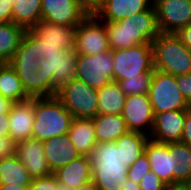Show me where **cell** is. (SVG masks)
I'll list each match as a JSON object with an SVG mask.
<instances>
[{"instance_id": "cell-1", "label": "cell", "mask_w": 191, "mask_h": 190, "mask_svg": "<svg viewBox=\"0 0 191 190\" xmlns=\"http://www.w3.org/2000/svg\"><path fill=\"white\" fill-rule=\"evenodd\" d=\"M92 181L98 190H121L128 177L121 148L115 142L97 143L89 156Z\"/></svg>"}, {"instance_id": "cell-2", "label": "cell", "mask_w": 191, "mask_h": 190, "mask_svg": "<svg viewBox=\"0 0 191 190\" xmlns=\"http://www.w3.org/2000/svg\"><path fill=\"white\" fill-rule=\"evenodd\" d=\"M34 117L32 138L42 142L67 134L73 119L56 96L34 97Z\"/></svg>"}, {"instance_id": "cell-3", "label": "cell", "mask_w": 191, "mask_h": 190, "mask_svg": "<svg viewBox=\"0 0 191 190\" xmlns=\"http://www.w3.org/2000/svg\"><path fill=\"white\" fill-rule=\"evenodd\" d=\"M154 69L178 76L191 73V50L176 33H159L152 42Z\"/></svg>"}, {"instance_id": "cell-4", "label": "cell", "mask_w": 191, "mask_h": 190, "mask_svg": "<svg viewBox=\"0 0 191 190\" xmlns=\"http://www.w3.org/2000/svg\"><path fill=\"white\" fill-rule=\"evenodd\" d=\"M37 72L41 77V97L56 96V93L71 80L76 79V53L43 55Z\"/></svg>"}, {"instance_id": "cell-5", "label": "cell", "mask_w": 191, "mask_h": 190, "mask_svg": "<svg viewBox=\"0 0 191 190\" xmlns=\"http://www.w3.org/2000/svg\"><path fill=\"white\" fill-rule=\"evenodd\" d=\"M77 26L68 27L38 21L29 31L34 35V52L41 60L43 55L65 54L68 50H75Z\"/></svg>"}, {"instance_id": "cell-6", "label": "cell", "mask_w": 191, "mask_h": 190, "mask_svg": "<svg viewBox=\"0 0 191 190\" xmlns=\"http://www.w3.org/2000/svg\"><path fill=\"white\" fill-rule=\"evenodd\" d=\"M152 43L113 50V81L140 78V74L153 73Z\"/></svg>"}, {"instance_id": "cell-7", "label": "cell", "mask_w": 191, "mask_h": 190, "mask_svg": "<svg viewBox=\"0 0 191 190\" xmlns=\"http://www.w3.org/2000/svg\"><path fill=\"white\" fill-rule=\"evenodd\" d=\"M9 63L15 69L25 92L30 97H41V77L37 72L40 68L39 59L34 52V35L29 30H26Z\"/></svg>"}, {"instance_id": "cell-8", "label": "cell", "mask_w": 191, "mask_h": 190, "mask_svg": "<svg viewBox=\"0 0 191 190\" xmlns=\"http://www.w3.org/2000/svg\"><path fill=\"white\" fill-rule=\"evenodd\" d=\"M148 97L154 115L172 110H186L189 104L178 89L176 76L154 69Z\"/></svg>"}, {"instance_id": "cell-9", "label": "cell", "mask_w": 191, "mask_h": 190, "mask_svg": "<svg viewBox=\"0 0 191 190\" xmlns=\"http://www.w3.org/2000/svg\"><path fill=\"white\" fill-rule=\"evenodd\" d=\"M66 110L76 118H93L98 114V90L73 79L56 93Z\"/></svg>"}, {"instance_id": "cell-10", "label": "cell", "mask_w": 191, "mask_h": 190, "mask_svg": "<svg viewBox=\"0 0 191 190\" xmlns=\"http://www.w3.org/2000/svg\"><path fill=\"white\" fill-rule=\"evenodd\" d=\"M76 78L88 86L101 89L113 81V50L96 55L76 54Z\"/></svg>"}, {"instance_id": "cell-11", "label": "cell", "mask_w": 191, "mask_h": 190, "mask_svg": "<svg viewBox=\"0 0 191 190\" xmlns=\"http://www.w3.org/2000/svg\"><path fill=\"white\" fill-rule=\"evenodd\" d=\"M109 50L105 22L101 21L93 12H90L77 26L75 53L96 55Z\"/></svg>"}, {"instance_id": "cell-12", "label": "cell", "mask_w": 191, "mask_h": 190, "mask_svg": "<svg viewBox=\"0 0 191 190\" xmlns=\"http://www.w3.org/2000/svg\"><path fill=\"white\" fill-rule=\"evenodd\" d=\"M144 153L151 170L170 188H179V166L169 150V144L148 139Z\"/></svg>"}, {"instance_id": "cell-13", "label": "cell", "mask_w": 191, "mask_h": 190, "mask_svg": "<svg viewBox=\"0 0 191 190\" xmlns=\"http://www.w3.org/2000/svg\"><path fill=\"white\" fill-rule=\"evenodd\" d=\"M161 33H177L191 23V0H154Z\"/></svg>"}, {"instance_id": "cell-14", "label": "cell", "mask_w": 191, "mask_h": 190, "mask_svg": "<svg viewBox=\"0 0 191 190\" xmlns=\"http://www.w3.org/2000/svg\"><path fill=\"white\" fill-rule=\"evenodd\" d=\"M121 115L128 131L150 136L155 115L147 94L126 96Z\"/></svg>"}, {"instance_id": "cell-15", "label": "cell", "mask_w": 191, "mask_h": 190, "mask_svg": "<svg viewBox=\"0 0 191 190\" xmlns=\"http://www.w3.org/2000/svg\"><path fill=\"white\" fill-rule=\"evenodd\" d=\"M41 13L46 22L73 27L90 11L77 0H41Z\"/></svg>"}, {"instance_id": "cell-16", "label": "cell", "mask_w": 191, "mask_h": 190, "mask_svg": "<svg viewBox=\"0 0 191 190\" xmlns=\"http://www.w3.org/2000/svg\"><path fill=\"white\" fill-rule=\"evenodd\" d=\"M186 119V110H172L155 114L149 138L160 143L181 141Z\"/></svg>"}, {"instance_id": "cell-17", "label": "cell", "mask_w": 191, "mask_h": 190, "mask_svg": "<svg viewBox=\"0 0 191 190\" xmlns=\"http://www.w3.org/2000/svg\"><path fill=\"white\" fill-rule=\"evenodd\" d=\"M16 156L26 167L33 179L53 174L46 161L42 141L30 138L17 142Z\"/></svg>"}, {"instance_id": "cell-18", "label": "cell", "mask_w": 191, "mask_h": 190, "mask_svg": "<svg viewBox=\"0 0 191 190\" xmlns=\"http://www.w3.org/2000/svg\"><path fill=\"white\" fill-rule=\"evenodd\" d=\"M153 0H100L93 13L103 22H117L148 10Z\"/></svg>"}, {"instance_id": "cell-19", "label": "cell", "mask_w": 191, "mask_h": 190, "mask_svg": "<svg viewBox=\"0 0 191 190\" xmlns=\"http://www.w3.org/2000/svg\"><path fill=\"white\" fill-rule=\"evenodd\" d=\"M9 121V136L16 142L32 138L35 122L34 97L13 103L9 112Z\"/></svg>"}, {"instance_id": "cell-20", "label": "cell", "mask_w": 191, "mask_h": 190, "mask_svg": "<svg viewBox=\"0 0 191 190\" xmlns=\"http://www.w3.org/2000/svg\"><path fill=\"white\" fill-rule=\"evenodd\" d=\"M43 146L45 158L52 173L81 156L71 143L68 133L44 141Z\"/></svg>"}, {"instance_id": "cell-21", "label": "cell", "mask_w": 191, "mask_h": 190, "mask_svg": "<svg viewBox=\"0 0 191 190\" xmlns=\"http://www.w3.org/2000/svg\"><path fill=\"white\" fill-rule=\"evenodd\" d=\"M63 190H73L92 181L89 156L81 155L53 173Z\"/></svg>"}, {"instance_id": "cell-22", "label": "cell", "mask_w": 191, "mask_h": 190, "mask_svg": "<svg viewBox=\"0 0 191 190\" xmlns=\"http://www.w3.org/2000/svg\"><path fill=\"white\" fill-rule=\"evenodd\" d=\"M128 31L135 45L152 43L160 33L154 5L148 10L128 17Z\"/></svg>"}, {"instance_id": "cell-23", "label": "cell", "mask_w": 191, "mask_h": 190, "mask_svg": "<svg viewBox=\"0 0 191 190\" xmlns=\"http://www.w3.org/2000/svg\"><path fill=\"white\" fill-rule=\"evenodd\" d=\"M68 134L80 155L90 156L97 145L92 118L73 117Z\"/></svg>"}, {"instance_id": "cell-24", "label": "cell", "mask_w": 191, "mask_h": 190, "mask_svg": "<svg viewBox=\"0 0 191 190\" xmlns=\"http://www.w3.org/2000/svg\"><path fill=\"white\" fill-rule=\"evenodd\" d=\"M92 121L97 143L115 142L128 132L122 115L97 114Z\"/></svg>"}, {"instance_id": "cell-25", "label": "cell", "mask_w": 191, "mask_h": 190, "mask_svg": "<svg viewBox=\"0 0 191 190\" xmlns=\"http://www.w3.org/2000/svg\"><path fill=\"white\" fill-rule=\"evenodd\" d=\"M126 95L116 81H111L98 89V114L121 115Z\"/></svg>"}, {"instance_id": "cell-26", "label": "cell", "mask_w": 191, "mask_h": 190, "mask_svg": "<svg viewBox=\"0 0 191 190\" xmlns=\"http://www.w3.org/2000/svg\"><path fill=\"white\" fill-rule=\"evenodd\" d=\"M26 29L14 22L0 23V63H9L22 42Z\"/></svg>"}, {"instance_id": "cell-27", "label": "cell", "mask_w": 191, "mask_h": 190, "mask_svg": "<svg viewBox=\"0 0 191 190\" xmlns=\"http://www.w3.org/2000/svg\"><path fill=\"white\" fill-rule=\"evenodd\" d=\"M0 95L14 103L30 98L10 63H0Z\"/></svg>"}, {"instance_id": "cell-28", "label": "cell", "mask_w": 191, "mask_h": 190, "mask_svg": "<svg viewBox=\"0 0 191 190\" xmlns=\"http://www.w3.org/2000/svg\"><path fill=\"white\" fill-rule=\"evenodd\" d=\"M13 2L12 22L29 30L42 20L41 0H10Z\"/></svg>"}, {"instance_id": "cell-29", "label": "cell", "mask_w": 191, "mask_h": 190, "mask_svg": "<svg viewBox=\"0 0 191 190\" xmlns=\"http://www.w3.org/2000/svg\"><path fill=\"white\" fill-rule=\"evenodd\" d=\"M33 178L16 155L0 159V184L30 185Z\"/></svg>"}, {"instance_id": "cell-30", "label": "cell", "mask_w": 191, "mask_h": 190, "mask_svg": "<svg viewBox=\"0 0 191 190\" xmlns=\"http://www.w3.org/2000/svg\"><path fill=\"white\" fill-rule=\"evenodd\" d=\"M148 139L145 134L128 131L115 141L117 147L121 148L122 161L128 167L144 153Z\"/></svg>"}, {"instance_id": "cell-31", "label": "cell", "mask_w": 191, "mask_h": 190, "mask_svg": "<svg viewBox=\"0 0 191 190\" xmlns=\"http://www.w3.org/2000/svg\"><path fill=\"white\" fill-rule=\"evenodd\" d=\"M110 50L135 46L128 31V17L117 22H105Z\"/></svg>"}, {"instance_id": "cell-32", "label": "cell", "mask_w": 191, "mask_h": 190, "mask_svg": "<svg viewBox=\"0 0 191 190\" xmlns=\"http://www.w3.org/2000/svg\"><path fill=\"white\" fill-rule=\"evenodd\" d=\"M169 150L179 166V187L191 178V147L182 142L169 143Z\"/></svg>"}, {"instance_id": "cell-33", "label": "cell", "mask_w": 191, "mask_h": 190, "mask_svg": "<svg viewBox=\"0 0 191 190\" xmlns=\"http://www.w3.org/2000/svg\"><path fill=\"white\" fill-rule=\"evenodd\" d=\"M152 76L153 73H144L140 78H127L117 83L126 96L148 94Z\"/></svg>"}, {"instance_id": "cell-34", "label": "cell", "mask_w": 191, "mask_h": 190, "mask_svg": "<svg viewBox=\"0 0 191 190\" xmlns=\"http://www.w3.org/2000/svg\"><path fill=\"white\" fill-rule=\"evenodd\" d=\"M150 170L148 157L143 153L131 166L128 167L127 175L128 178L139 183L146 172H149Z\"/></svg>"}, {"instance_id": "cell-35", "label": "cell", "mask_w": 191, "mask_h": 190, "mask_svg": "<svg viewBox=\"0 0 191 190\" xmlns=\"http://www.w3.org/2000/svg\"><path fill=\"white\" fill-rule=\"evenodd\" d=\"M141 190H169L170 187L162 181L152 170L146 172L139 182Z\"/></svg>"}, {"instance_id": "cell-36", "label": "cell", "mask_w": 191, "mask_h": 190, "mask_svg": "<svg viewBox=\"0 0 191 190\" xmlns=\"http://www.w3.org/2000/svg\"><path fill=\"white\" fill-rule=\"evenodd\" d=\"M30 190H63L54 174L35 178L30 184Z\"/></svg>"}, {"instance_id": "cell-37", "label": "cell", "mask_w": 191, "mask_h": 190, "mask_svg": "<svg viewBox=\"0 0 191 190\" xmlns=\"http://www.w3.org/2000/svg\"><path fill=\"white\" fill-rule=\"evenodd\" d=\"M178 89L191 107V73L176 76Z\"/></svg>"}, {"instance_id": "cell-38", "label": "cell", "mask_w": 191, "mask_h": 190, "mask_svg": "<svg viewBox=\"0 0 191 190\" xmlns=\"http://www.w3.org/2000/svg\"><path fill=\"white\" fill-rule=\"evenodd\" d=\"M16 144L10 136H0V159L16 155Z\"/></svg>"}, {"instance_id": "cell-39", "label": "cell", "mask_w": 191, "mask_h": 190, "mask_svg": "<svg viewBox=\"0 0 191 190\" xmlns=\"http://www.w3.org/2000/svg\"><path fill=\"white\" fill-rule=\"evenodd\" d=\"M13 2L0 0V23L12 22Z\"/></svg>"}, {"instance_id": "cell-40", "label": "cell", "mask_w": 191, "mask_h": 190, "mask_svg": "<svg viewBox=\"0 0 191 190\" xmlns=\"http://www.w3.org/2000/svg\"><path fill=\"white\" fill-rule=\"evenodd\" d=\"M180 142L191 147V107L186 109V119Z\"/></svg>"}, {"instance_id": "cell-41", "label": "cell", "mask_w": 191, "mask_h": 190, "mask_svg": "<svg viewBox=\"0 0 191 190\" xmlns=\"http://www.w3.org/2000/svg\"><path fill=\"white\" fill-rule=\"evenodd\" d=\"M176 35L181 39L182 43L191 50V23L181 28Z\"/></svg>"}, {"instance_id": "cell-42", "label": "cell", "mask_w": 191, "mask_h": 190, "mask_svg": "<svg viewBox=\"0 0 191 190\" xmlns=\"http://www.w3.org/2000/svg\"><path fill=\"white\" fill-rule=\"evenodd\" d=\"M10 121L9 114L0 113V136H9Z\"/></svg>"}, {"instance_id": "cell-43", "label": "cell", "mask_w": 191, "mask_h": 190, "mask_svg": "<svg viewBox=\"0 0 191 190\" xmlns=\"http://www.w3.org/2000/svg\"><path fill=\"white\" fill-rule=\"evenodd\" d=\"M13 103L14 102L11 101L10 99L5 98V97L0 95V113L1 114H9Z\"/></svg>"}, {"instance_id": "cell-44", "label": "cell", "mask_w": 191, "mask_h": 190, "mask_svg": "<svg viewBox=\"0 0 191 190\" xmlns=\"http://www.w3.org/2000/svg\"><path fill=\"white\" fill-rule=\"evenodd\" d=\"M0 190H30V185L0 184Z\"/></svg>"}, {"instance_id": "cell-45", "label": "cell", "mask_w": 191, "mask_h": 190, "mask_svg": "<svg viewBox=\"0 0 191 190\" xmlns=\"http://www.w3.org/2000/svg\"><path fill=\"white\" fill-rule=\"evenodd\" d=\"M90 12H93L100 4V0H77Z\"/></svg>"}, {"instance_id": "cell-46", "label": "cell", "mask_w": 191, "mask_h": 190, "mask_svg": "<svg viewBox=\"0 0 191 190\" xmlns=\"http://www.w3.org/2000/svg\"><path fill=\"white\" fill-rule=\"evenodd\" d=\"M121 190H141V187L139 183H136L127 177L125 184L122 186Z\"/></svg>"}, {"instance_id": "cell-47", "label": "cell", "mask_w": 191, "mask_h": 190, "mask_svg": "<svg viewBox=\"0 0 191 190\" xmlns=\"http://www.w3.org/2000/svg\"><path fill=\"white\" fill-rule=\"evenodd\" d=\"M73 190H98V188L95 186L93 181H90L82 186H79L78 188H75Z\"/></svg>"}, {"instance_id": "cell-48", "label": "cell", "mask_w": 191, "mask_h": 190, "mask_svg": "<svg viewBox=\"0 0 191 190\" xmlns=\"http://www.w3.org/2000/svg\"><path fill=\"white\" fill-rule=\"evenodd\" d=\"M183 188L185 190H191V178L189 179V181L183 186Z\"/></svg>"}, {"instance_id": "cell-49", "label": "cell", "mask_w": 191, "mask_h": 190, "mask_svg": "<svg viewBox=\"0 0 191 190\" xmlns=\"http://www.w3.org/2000/svg\"><path fill=\"white\" fill-rule=\"evenodd\" d=\"M169 190H185L183 187H179V188H170Z\"/></svg>"}]
</instances>
